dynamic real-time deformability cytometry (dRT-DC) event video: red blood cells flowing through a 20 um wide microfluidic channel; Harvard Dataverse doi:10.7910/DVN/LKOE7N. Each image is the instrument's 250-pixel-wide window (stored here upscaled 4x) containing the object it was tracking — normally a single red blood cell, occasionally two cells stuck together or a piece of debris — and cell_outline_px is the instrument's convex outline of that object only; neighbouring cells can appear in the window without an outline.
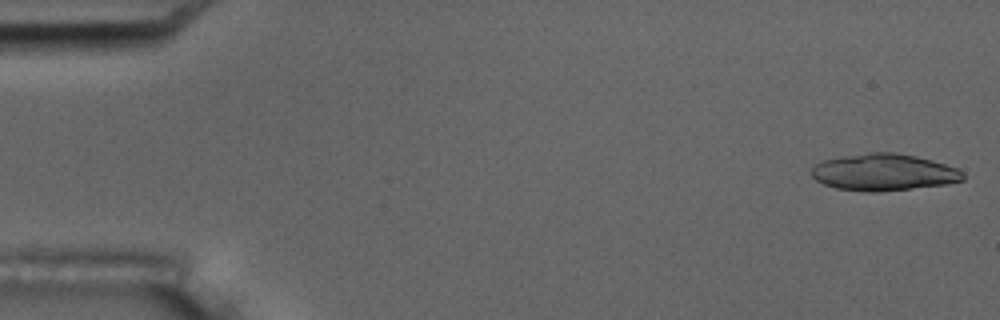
{"species": "common noctule bat (a hibernating species)", "species_latin": "Nyctalus noctula", "temperature_condition": "room temperature", "stored_images_in_passage": 5, "camera_frame_rate_fps": 3000, "um_per_image_px": 0.085, "animal": {"sex": "male", "body_mass_g": 17.5, "forearm_length_mm": 52.3}, "frame": {"image": 1, "passage_image": 1, "time_ms": 0.0, "image_size_px": [1000, 320], "cell_outline_px": [[964, 180], [948, 184], [880, 192], [868, 192], [836, 188], [824, 184], [816, 180], [812, 176], [812, 168], [816, 164], [824, 160], [844, 156], [868, 152], [892, 152], [916, 156], [932, 160], [956, 168], [964, 172]], "centroid_in_image_um": [75.14, 14.65], "position_along_channel_um": 9.9, "area_um2": 32.48}}